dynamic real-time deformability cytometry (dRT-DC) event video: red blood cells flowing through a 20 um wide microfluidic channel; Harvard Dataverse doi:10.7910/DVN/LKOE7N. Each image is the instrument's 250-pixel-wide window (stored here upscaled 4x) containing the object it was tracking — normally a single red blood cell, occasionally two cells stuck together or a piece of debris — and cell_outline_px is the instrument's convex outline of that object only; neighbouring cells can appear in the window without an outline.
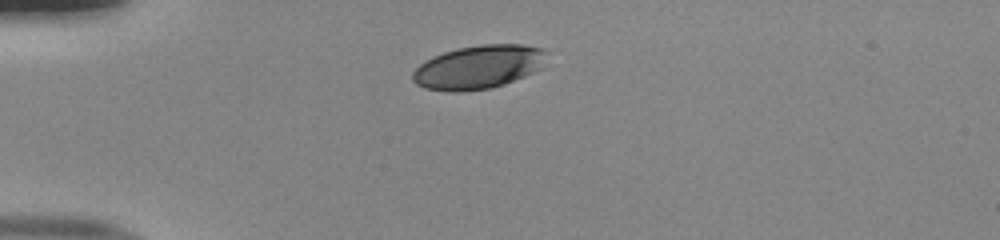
{"species": "human", "species_latin": "Homo sapiens", "temperature_condition": "room temperature", "stored_images_in_passage": 32, "camera_frame_rate_fps": 3000, "um_per_image_px": 0.085, "donor": {"sex": "male"}, "frame": {"image": 1, "passage_image": 1, "time_ms": 0.0, "image_size_px": [1000, 240], "cell_outline_px": [[548, 52], [540, 68], [524, 76], [504, 84], [488, 88], [460, 92], [448, 92], [424, 88], [416, 84], [412, 80], [412, 72], [424, 60], [432, 56], [456, 48], [480, 44], [524, 44], [544, 48]], "centroid_in_image_um": [40.64, 5.69], "position_along_channel_um": 44.4, "area_um2": 34.28}}
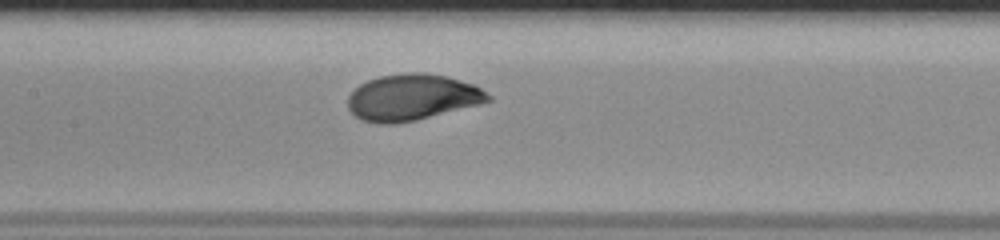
{"frame": {"image": 2, "passage_image": 13, "time_ms": 4.0, "image_size_px": [1000, 240], "cell_outline_px": [[492, 100], [480, 104], [416, 120], [396, 124], [376, 124], [360, 120], [348, 108], [348, 96], [360, 84], [368, 80], [380, 76], [408, 72], [424, 72], [444, 76], [460, 80], [472, 84], [480, 88], [492, 96]], "centroid_in_image_um": [35.02, 8.28], "position_along_channel_um": 172.4, "area_um2": 37.8}}
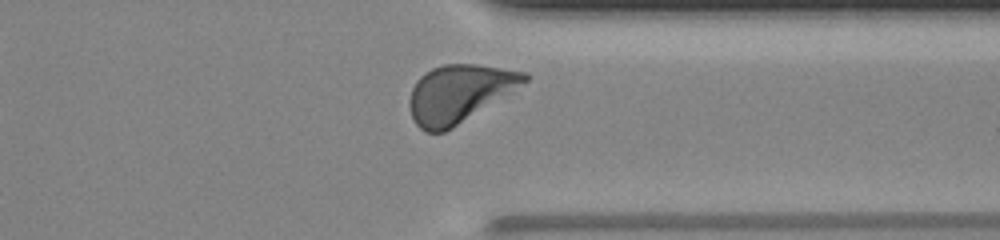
{"frame": {"image": 3, "passage_image": 28, "time_ms": 9.0, "image_size_px": [1000, 240], "cell_outline_px": [[528, 80], [452, 128], [444, 132], [424, 132], [416, 124], [412, 116], [408, 104], [408, 100], [412, 88], [416, 80], [424, 72], [432, 68], [444, 64], [476, 64], [528, 72]], "centroid_in_image_um": [38.97, 7.93], "position_along_channel_um": 372.4, "area_um2": 38.09}, "authors_computed_cell_mechanics": {"area_um2": 37.281, "velocity_mm_per_s": 4.0078, "shape_relaxation_time_tau1_ms": 2.477, "shape_relaxation_time_tau2_ms": null, "deformation_change_tau1": 0.1313, "deformation_change_tau2": null}}